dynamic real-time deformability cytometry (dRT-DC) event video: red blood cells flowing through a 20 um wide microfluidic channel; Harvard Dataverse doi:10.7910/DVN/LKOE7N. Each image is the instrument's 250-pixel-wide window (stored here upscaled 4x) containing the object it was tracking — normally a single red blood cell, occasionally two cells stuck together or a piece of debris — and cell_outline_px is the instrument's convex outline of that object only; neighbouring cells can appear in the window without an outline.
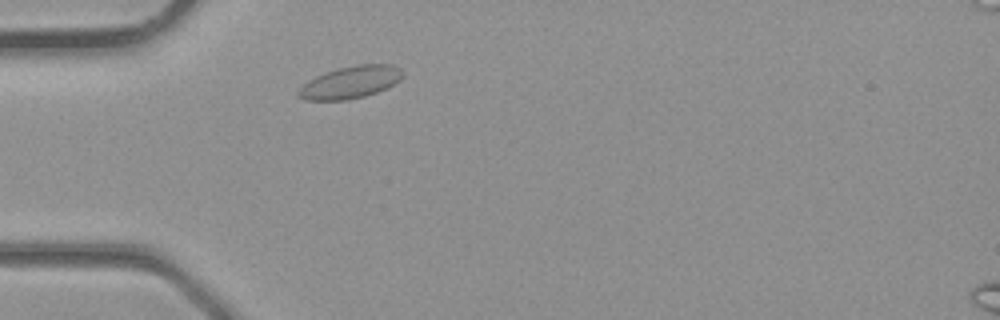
{"species": "common noctule bat (a hibernating species)", "species_latin": "Nyctalus noctula", "temperature_condition": "room temperature", "stored_images_in_passage": 1, "camera_frame_rate_fps": 3000, "um_per_image_px": 0.085, "animal": {"sex": "male", "body_mass_g": 23.1, "forearm_length_mm": 52.7}, "frame": {"image": 1, "passage_image": 1, "time_ms": 0.0, "image_size_px": [1000, 320], "cell_outline_px": [[404, 76], [400, 80], [388, 88], [364, 96], [348, 100], [304, 100], [296, 96], [296, 92], [308, 80], [316, 76], [340, 68], [356, 64], [392, 64], [400, 68], [404, 72]], "centroid_in_image_um": [29.81, 7.0], "position_along_channel_um": 55.2, "area_um2": 19.71}}